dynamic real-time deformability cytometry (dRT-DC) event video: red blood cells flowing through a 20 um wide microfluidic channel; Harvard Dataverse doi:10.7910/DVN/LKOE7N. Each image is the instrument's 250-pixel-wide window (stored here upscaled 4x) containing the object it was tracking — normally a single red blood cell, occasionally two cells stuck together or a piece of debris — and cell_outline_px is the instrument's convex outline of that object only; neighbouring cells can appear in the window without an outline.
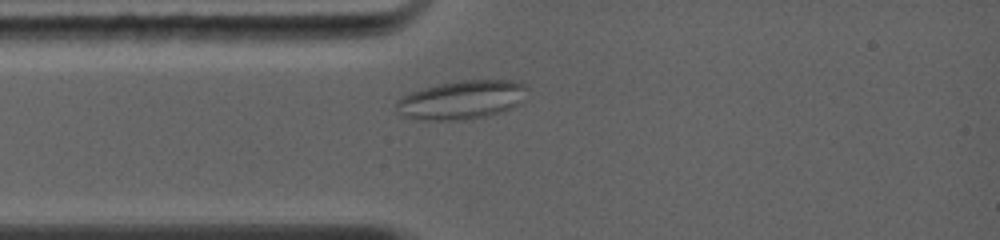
{"species": "common noctule bat (a hibernating species)", "species_latin": "Nyctalus noctula", "temperature_condition": "warm", "stored_images_in_passage": 52, "camera_frame_rate_fps": 5000, "um_per_image_px": 0.085, "animal": {"sex": "female", "body_mass_g": 19.0, "forearm_length_mm": 56.7}, "frame": {"image": 1, "passage_image": 9, "time_ms": 2.0, "image_size_px": [1000, 240], "cell_outline_px": [[528, 88], [524, 100], [512, 108], [500, 112], [484, 116], [460, 120], [424, 120], [404, 116], [396, 112], [396, 100], [400, 96], [424, 88], [440, 84], [460, 80], [512, 80], [528, 84]], "centroid_in_image_um": [39.26, 8.48], "position_along_channel_um": 45.7, "area_um2": 29.65}}
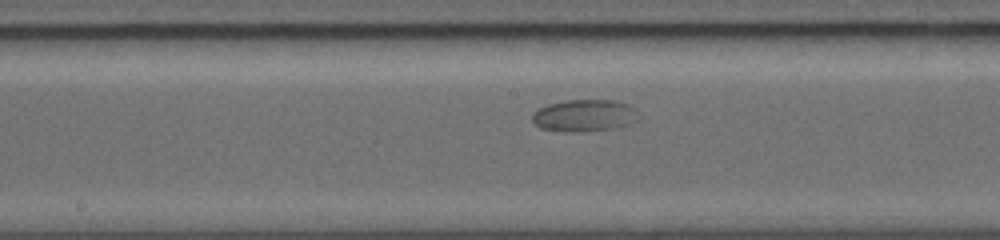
{"frame": {"image": 2, "passage_image": 28, "time_ms": 5.8, "image_size_px": [1000, 240], "cell_outline_px": [[640, 112], [624, 124], [612, 128], [572, 132], [540, 128], [532, 120], [532, 112], [548, 104], [568, 100], [616, 100], [628, 104], [636, 108]], "centroid_in_image_um": [49.61, 9.79], "position_along_channel_um": 198.6, "area_um2": 19.31}}
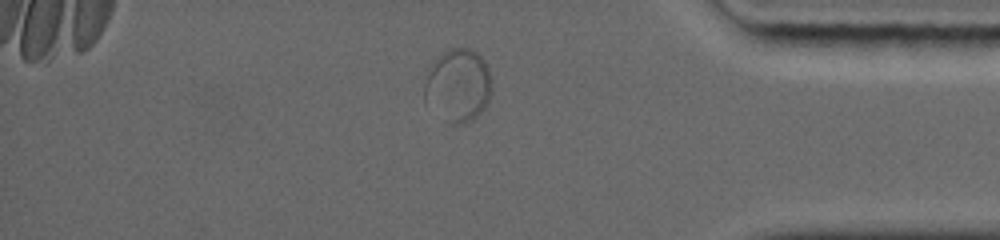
{"frame": {"image": 3, "passage_image": 47, "time_ms": 11.2, "image_size_px": [1000, 240], "cell_outline_px": [[492, 80], [488, 100], [484, 108], [472, 120], [460, 124], [448, 124], [424, 100], [424, 84], [436, 60], [448, 48], [468, 48], [476, 52], [484, 60], [488, 68]], "centroid_in_image_um": [38.95, 7.28], "position_along_channel_um": 396.3, "area_um2": 28.26}}